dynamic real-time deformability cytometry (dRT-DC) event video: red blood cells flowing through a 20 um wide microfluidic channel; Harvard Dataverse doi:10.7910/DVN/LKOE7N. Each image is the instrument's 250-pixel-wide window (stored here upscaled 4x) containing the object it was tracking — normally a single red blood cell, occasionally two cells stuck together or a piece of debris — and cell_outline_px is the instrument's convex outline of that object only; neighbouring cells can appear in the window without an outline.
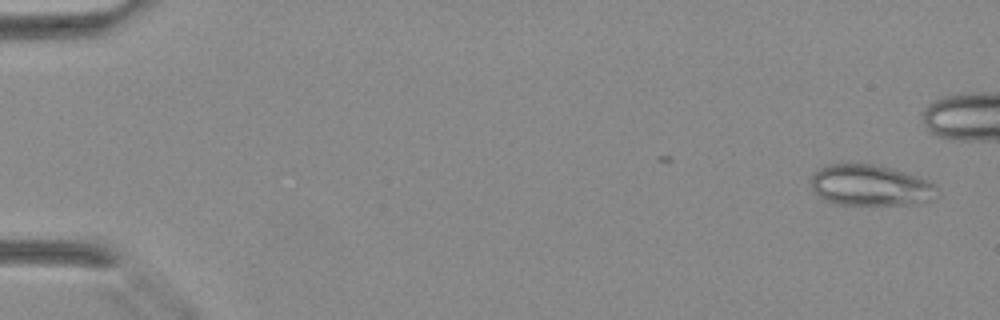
{"species": "Egyptian fruit bat (a non-hibernating species)", "species_latin": "Rousettus aegyptiacus", "temperature_condition": "warm", "stored_images_in_passage": 37, "camera_frame_rate_fps": 3000, "um_per_image_px": 0.085, "animal": {"sex": "female"}, "frame": {"image": 1, "passage_image": 2, "time_ms": 0.333, "image_size_px": [1000, 320], "cell_outline_px": [[936, 188], [928, 200], [920, 204], [836, 204], [824, 200], [812, 188], [812, 172], [816, 168], [832, 164], [872, 164], [888, 168], [916, 176], [928, 180]], "centroid_in_image_um": [73.9, 15.75], "position_along_channel_um": 11.1, "area_um2": 29.48}}
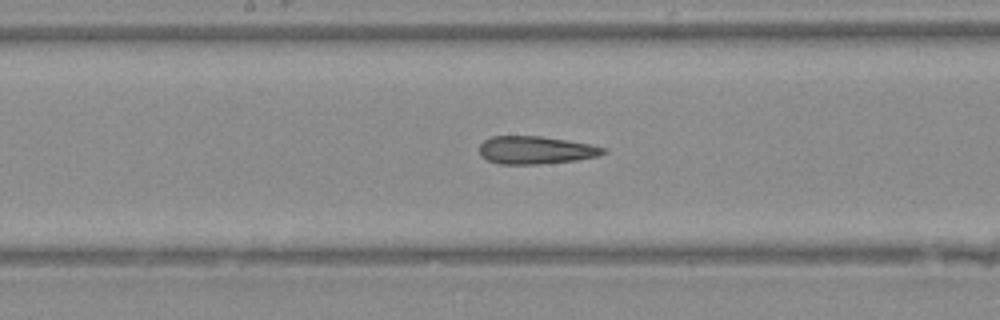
{"frame": {"image": 2, "passage_image": 23, "time_ms": 7.333, "image_size_px": [1000, 320], "cell_outline_px": [[608, 152], [596, 156], [576, 160], [540, 164], [500, 164], [488, 160], [480, 156], [480, 144], [484, 140], [492, 136], [540, 136], [592, 144], [608, 148]], "centroid_in_image_um": [45.56, 12.75], "position_along_channel_um": 202.6, "area_um2": 20.17}}
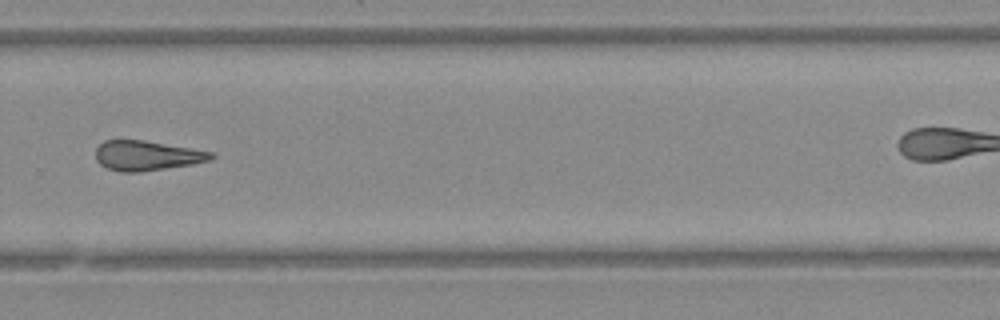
{"frame": {"image": 3, "passage_image": 30, "time_ms": 9.667, "image_size_px": [1000, 320], "cell_outline_px": [[216, 156], [212, 160], [192, 164], [140, 172], [120, 172], [108, 168], [100, 164], [96, 160], [96, 148], [104, 140], [144, 140], [212, 152]], "centroid_in_image_um": [12.47, 13.23], "position_along_channel_um": 317.3, "area_um2": 20.0}}